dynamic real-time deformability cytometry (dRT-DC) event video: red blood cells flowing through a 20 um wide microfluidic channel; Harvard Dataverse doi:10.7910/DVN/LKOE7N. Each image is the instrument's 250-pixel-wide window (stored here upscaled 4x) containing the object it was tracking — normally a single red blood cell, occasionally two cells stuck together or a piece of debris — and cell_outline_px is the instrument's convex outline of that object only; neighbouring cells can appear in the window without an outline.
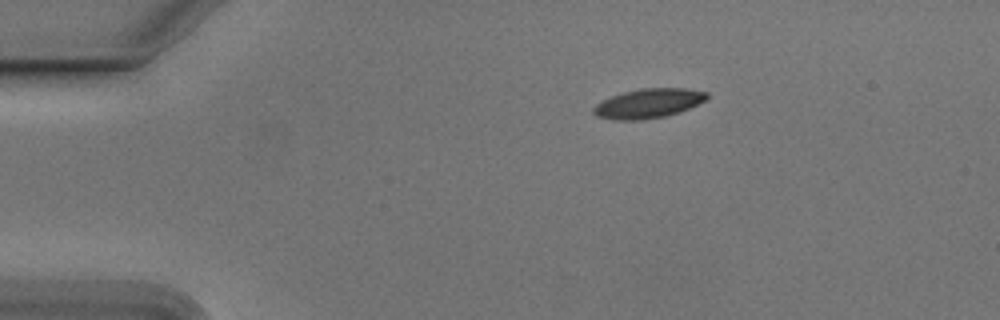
{"species": "Egyptian fruit bat (a non-hibernating species)", "species_latin": "Rousettus aegyptiacus", "temperature_condition": "cold", "stored_images_in_passage": 45, "camera_frame_rate_fps": 3000, "um_per_image_px": 0.085, "animal": {"sex": "male"}, "frame": {"image": 1, "passage_image": 1, "time_ms": 0.0, "image_size_px": [1000, 320], "cell_outline_px": [[708, 96], [704, 100], [680, 112], [664, 116], [644, 120], [612, 120], [596, 116], [592, 112], [592, 108], [596, 104], [612, 96], [624, 92], [640, 88], [684, 88], [708, 92]], "centroid_in_image_um": [55.07, 8.79], "position_along_channel_um": 29.9, "area_um2": 19.36}}
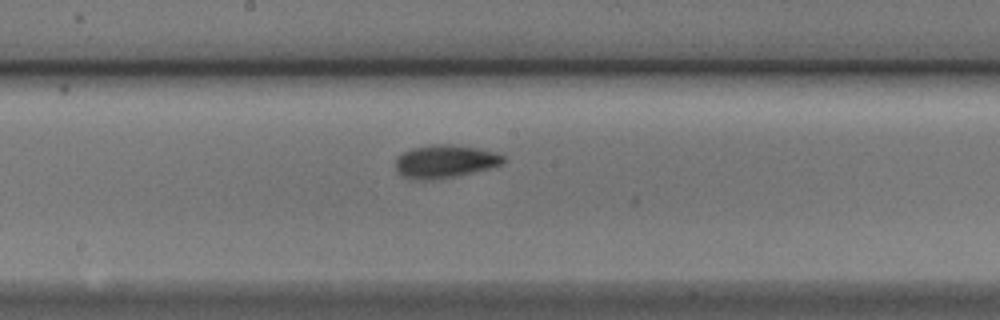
{"frame": {"image": 2, "passage_image": 20, "time_ms": 6.333, "image_size_px": [1000, 320], "cell_outline_px": [[504, 164], [456, 176], [428, 180], [420, 180], [404, 176], [396, 172], [396, 156], [412, 148], [436, 144], [448, 144], [476, 148], [496, 152], [504, 156]], "centroid_in_image_um": [37.81, 13.72], "position_along_channel_um": 210.4, "area_um2": 20.52}}
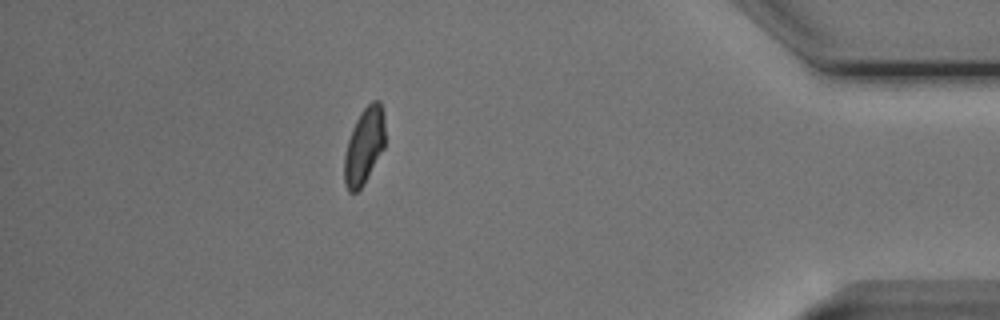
{"frame": {"image": 3, "passage_image": 39, "time_ms": 12.667, "image_size_px": [1000, 320], "cell_outline_px": [[384, 148], [364, 184], [356, 192], [348, 192], [344, 184], [344, 156], [348, 140], [352, 128], [360, 112], [372, 100], [380, 100], [384, 116]], "centroid_in_image_um": [30.95, 12.41], "position_along_channel_um": 404.3, "area_um2": 18.21}, "authors_computed_cell_mechanics": {"area_um2": 19.3052, "velocity_mm_per_s": 3.7784, "shape_relaxation_time_tau1_ms": 4.5773, "shape_relaxation_time_tau2_ms": 7.1626, "deformation_change_tau1": 0.1259, "deformation_change_tau2": 0.1189}}